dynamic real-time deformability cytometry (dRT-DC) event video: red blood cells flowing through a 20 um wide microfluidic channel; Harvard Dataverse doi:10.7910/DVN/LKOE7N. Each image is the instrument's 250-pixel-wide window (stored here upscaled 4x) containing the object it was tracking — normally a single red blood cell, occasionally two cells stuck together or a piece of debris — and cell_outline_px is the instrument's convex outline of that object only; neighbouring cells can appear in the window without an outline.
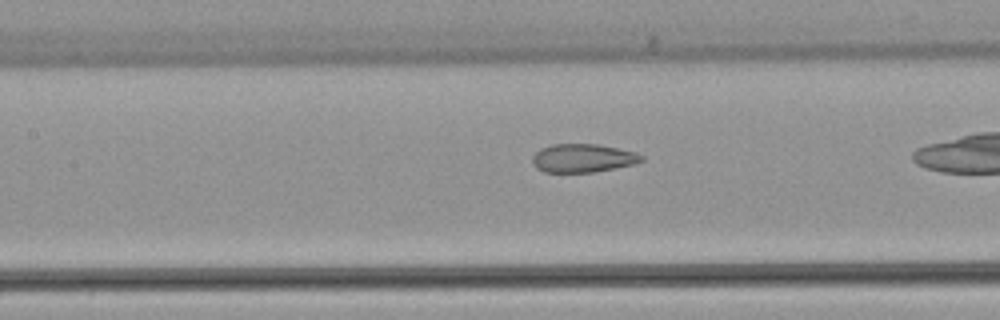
{"species": "common noctule bat (a hibernating species)", "species_latin": "Nyctalus noctula", "temperature_condition": "warm", "stored_images_in_passage": 31, "camera_frame_rate_fps": 3000, "um_per_image_px": 0.085, "animal": {"sex": "female", "body_mass_g": 22.7, "forearm_length_mm": 54.2}, "frame": {"image": 1, "passage_image": 14, "time_ms": 4.333, "image_size_px": [1000, 320], "cell_outline_px": [[644, 160], [636, 164], [592, 172], [544, 172], [536, 168], [532, 164], [532, 156], [540, 148], [552, 144], [596, 144], [636, 152], [644, 156]], "centroid_in_image_um": [49.53, 13.44], "position_along_channel_um": 157.9, "area_um2": 18.15}}
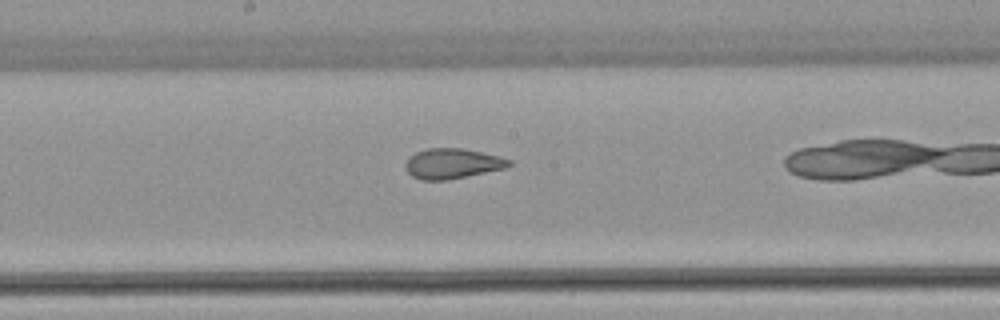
{"frame": {"image": 2, "passage_image": 18, "time_ms": 5.667, "image_size_px": [1000, 320], "cell_outline_px": [[512, 164], [504, 168], [448, 180], [420, 180], [412, 176], [404, 168], [404, 164], [416, 152], [428, 148], [464, 148], [512, 160]], "centroid_in_image_um": [38.42, 13.91], "position_along_channel_um": 209.8, "area_um2": 18.03}}
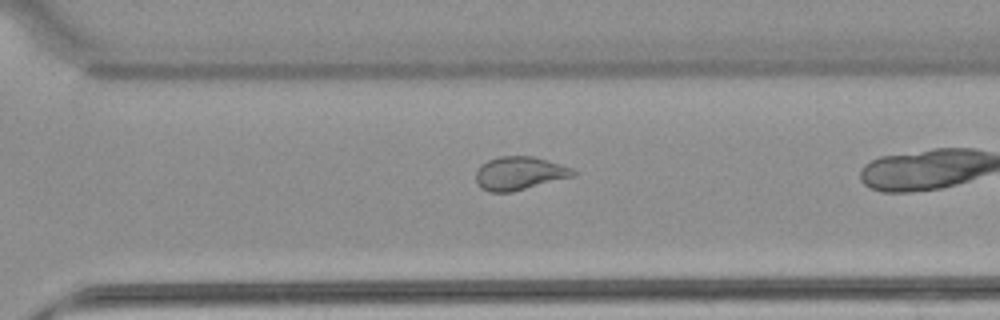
{"frame": {"image": 3, "passage_image": 27, "time_ms": 8.667, "image_size_px": [1000, 320], "cell_outline_px": [[576, 176], [512, 192], [488, 192], [480, 188], [476, 180], [476, 172], [480, 164], [488, 160], [500, 156], [532, 156], [560, 164], [572, 168], [576, 172]], "centroid_in_image_um": [44.14, 14.74], "position_along_channel_um": 326.5, "area_um2": 19.02}}